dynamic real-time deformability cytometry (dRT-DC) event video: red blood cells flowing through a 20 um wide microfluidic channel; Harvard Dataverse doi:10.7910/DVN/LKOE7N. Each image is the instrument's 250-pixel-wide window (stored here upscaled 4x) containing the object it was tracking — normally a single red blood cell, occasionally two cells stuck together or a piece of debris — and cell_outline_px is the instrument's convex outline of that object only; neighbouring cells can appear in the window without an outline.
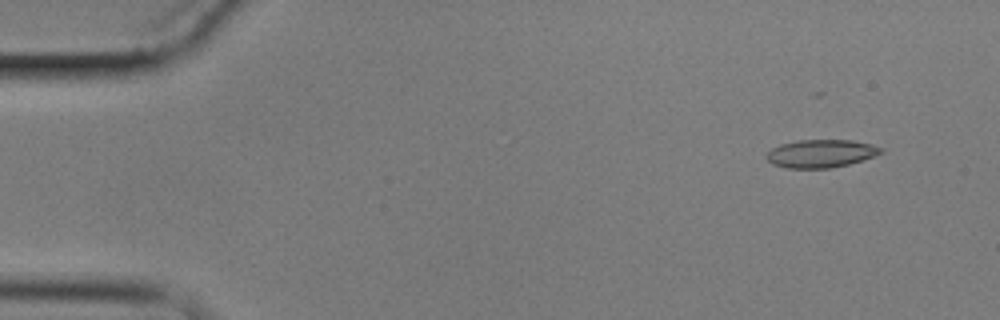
{"species": "common noctule bat (a hibernating species)", "species_latin": "Nyctalus noctula", "temperature_condition": "cold", "stored_images_in_passage": 5, "camera_frame_rate_fps": 3000, "um_per_image_px": 0.085, "animal": {"sex": "male", "body_mass_g": 17.9}, "frame": {"image": 1, "passage_image": 2, "time_ms": 1.0, "image_size_px": [1000, 320], "cell_outline_px": [[884, 152], [876, 156], [864, 160], [848, 164], [828, 168], [788, 168], [772, 164], [764, 156], [772, 148], [780, 144], [796, 140], [852, 140], [872, 144], [884, 148]], "centroid_in_image_um": [69.81, 13.04], "position_along_channel_um": 15.2, "area_um2": 18.84}}
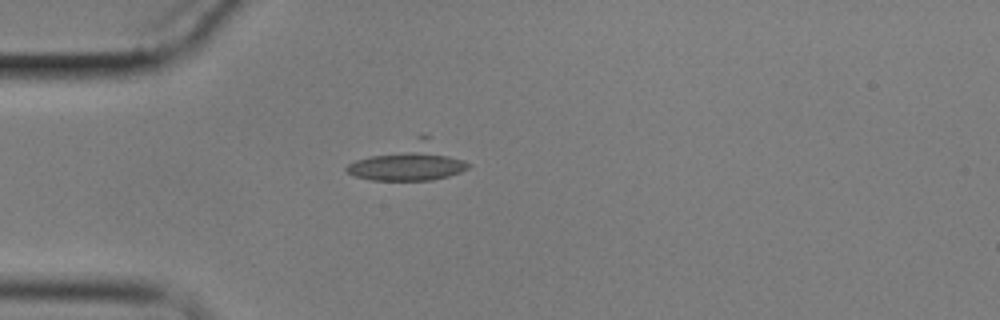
{"frame": {"image": 2, "passage_image": 5, "time_ms": 4.667, "image_size_px": [1000, 320], "cell_outline_px": [[472, 164], [468, 168], [460, 172], [448, 176], [432, 180], [372, 180], [356, 176], [348, 172], [344, 168], [348, 164], [356, 160], [416, 136], [428, 136]], "centroid_in_image_um": [34.82, 13.76], "position_along_channel_um": 50.2, "area_um2": 26.07}}